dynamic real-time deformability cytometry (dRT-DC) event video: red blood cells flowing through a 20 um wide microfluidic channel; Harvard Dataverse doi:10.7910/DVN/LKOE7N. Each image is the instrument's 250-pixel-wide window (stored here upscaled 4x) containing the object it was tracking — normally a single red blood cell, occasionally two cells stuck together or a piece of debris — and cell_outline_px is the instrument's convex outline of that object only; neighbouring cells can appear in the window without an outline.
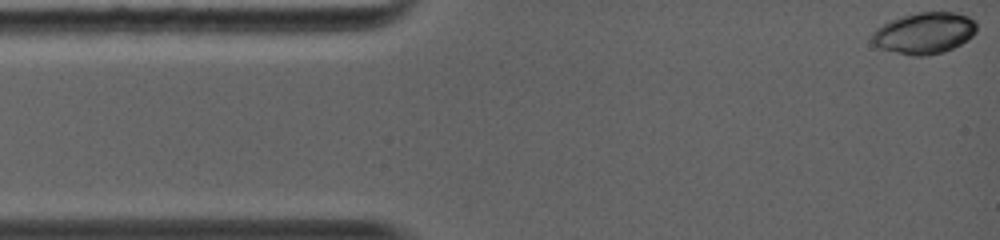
{"species": "common noctule bat (a hibernating species)", "species_latin": "Nyctalus noctula", "temperature_condition": "warm", "stored_images_in_passage": 35, "camera_frame_rate_fps": 5000, "um_per_image_px": 0.085, "animal": {"sex": "female", "body_mass_g": 19.0, "forearm_length_mm": 56.7}, "frame": {"image": 1, "passage_image": 1, "time_ms": 0.0, "image_size_px": [1000, 240], "cell_outline_px": [[976, 32], [968, 40], [944, 52], [928, 56], [912, 56], [880, 48], [872, 44], [872, 32], [876, 28], [888, 20], [920, 12], [956, 12], [968, 16], [976, 20]], "centroid_in_image_um": [78.57, 2.81], "position_along_channel_um": 6.4, "area_um2": 25.43}}
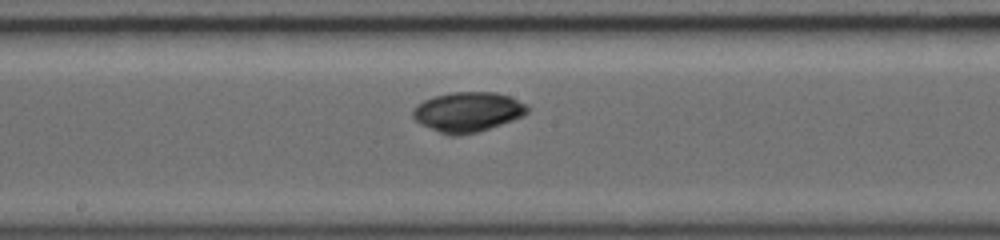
{"frame": {"image": 2, "passage_image": 20, "time_ms": 6.4, "image_size_px": [1000, 240], "cell_outline_px": [[528, 112], [524, 116], [476, 132], [456, 136], [448, 136], [420, 124], [412, 116], [412, 112], [416, 104], [424, 100], [436, 96], [452, 92], [496, 92], [508, 96], [528, 104]], "centroid_in_image_um": [39.75, 9.51], "position_along_channel_um": 208.5, "area_um2": 26.53}}
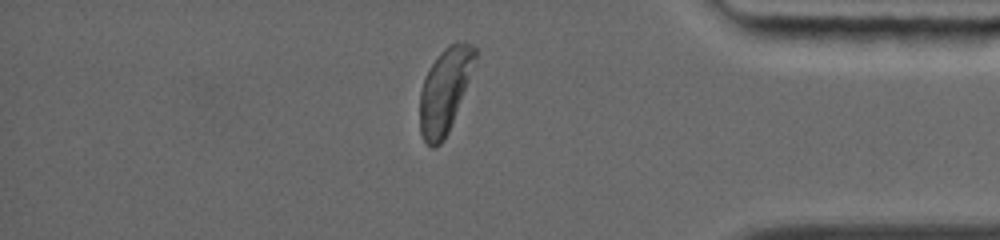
{"frame": {"image": 3, "passage_image": 35, "time_ms": 11.2, "image_size_px": [1000, 240], "cell_outline_px": [[476, 60], [452, 124], [444, 140], [436, 148], [432, 148], [424, 140], [420, 132], [420, 92], [424, 76], [440, 52], [456, 40], [472, 44], [476, 48]], "centroid_in_image_um": [37.8, 7.69], "position_along_channel_um": 397.4, "area_um2": 27.11}, "authors_computed_cell_mechanics": {"area_um2": 25.7788, "velocity_mm_per_s": 4.3986, "shape_relaxation_time_tau1_ms": 4.0245, "shape_relaxation_time_tau2_ms": null, "deformation_change_tau1": 0.2313, "deformation_change_tau2": null}}